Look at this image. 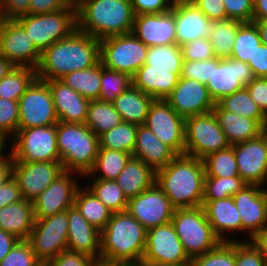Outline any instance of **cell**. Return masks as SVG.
I'll return each instance as SVG.
<instances>
[{"instance_id":"cell-12","label":"cell","mask_w":267,"mask_h":266,"mask_svg":"<svg viewBox=\"0 0 267 266\" xmlns=\"http://www.w3.org/2000/svg\"><path fill=\"white\" fill-rule=\"evenodd\" d=\"M18 103V128L51 126L59 122L49 85L44 80L36 78Z\"/></svg>"},{"instance_id":"cell-20","label":"cell","mask_w":267,"mask_h":266,"mask_svg":"<svg viewBox=\"0 0 267 266\" xmlns=\"http://www.w3.org/2000/svg\"><path fill=\"white\" fill-rule=\"evenodd\" d=\"M239 176L248 185L267 186V134L234 145Z\"/></svg>"},{"instance_id":"cell-28","label":"cell","mask_w":267,"mask_h":266,"mask_svg":"<svg viewBox=\"0 0 267 266\" xmlns=\"http://www.w3.org/2000/svg\"><path fill=\"white\" fill-rule=\"evenodd\" d=\"M178 154L161 142L146 125H138L132 157L142 160L155 171L166 167Z\"/></svg>"},{"instance_id":"cell-1","label":"cell","mask_w":267,"mask_h":266,"mask_svg":"<svg viewBox=\"0 0 267 266\" xmlns=\"http://www.w3.org/2000/svg\"><path fill=\"white\" fill-rule=\"evenodd\" d=\"M100 61V41L78 29L41 53L37 78L60 80L76 70L93 67Z\"/></svg>"},{"instance_id":"cell-58","label":"cell","mask_w":267,"mask_h":266,"mask_svg":"<svg viewBox=\"0 0 267 266\" xmlns=\"http://www.w3.org/2000/svg\"><path fill=\"white\" fill-rule=\"evenodd\" d=\"M211 21L225 20L227 15L223 0H189Z\"/></svg>"},{"instance_id":"cell-42","label":"cell","mask_w":267,"mask_h":266,"mask_svg":"<svg viewBox=\"0 0 267 266\" xmlns=\"http://www.w3.org/2000/svg\"><path fill=\"white\" fill-rule=\"evenodd\" d=\"M262 44L254 22L240 23L233 44L231 58L248 63L252 61L258 46Z\"/></svg>"},{"instance_id":"cell-63","label":"cell","mask_w":267,"mask_h":266,"mask_svg":"<svg viewBox=\"0 0 267 266\" xmlns=\"http://www.w3.org/2000/svg\"><path fill=\"white\" fill-rule=\"evenodd\" d=\"M19 241L15 236L0 228V262Z\"/></svg>"},{"instance_id":"cell-11","label":"cell","mask_w":267,"mask_h":266,"mask_svg":"<svg viewBox=\"0 0 267 266\" xmlns=\"http://www.w3.org/2000/svg\"><path fill=\"white\" fill-rule=\"evenodd\" d=\"M68 216L66 210L43 219H35L28 241L40 262H50L67 249Z\"/></svg>"},{"instance_id":"cell-67","label":"cell","mask_w":267,"mask_h":266,"mask_svg":"<svg viewBox=\"0 0 267 266\" xmlns=\"http://www.w3.org/2000/svg\"><path fill=\"white\" fill-rule=\"evenodd\" d=\"M263 45L267 46V19H253Z\"/></svg>"},{"instance_id":"cell-7","label":"cell","mask_w":267,"mask_h":266,"mask_svg":"<svg viewBox=\"0 0 267 266\" xmlns=\"http://www.w3.org/2000/svg\"><path fill=\"white\" fill-rule=\"evenodd\" d=\"M15 20L41 53L77 29L76 11L69 7L47 14H26Z\"/></svg>"},{"instance_id":"cell-35","label":"cell","mask_w":267,"mask_h":266,"mask_svg":"<svg viewBox=\"0 0 267 266\" xmlns=\"http://www.w3.org/2000/svg\"><path fill=\"white\" fill-rule=\"evenodd\" d=\"M131 157V154L123 151L99 148L94 166L85 176L88 177V180H116Z\"/></svg>"},{"instance_id":"cell-3","label":"cell","mask_w":267,"mask_h":266,"mask_svg":"<svg viewBox=\"0 0 267 266\" xmlns=\"http://www.w3.org/2000/svg\"><path fill=\"white\" fill-rule=\"evenodd\" d=\"M145 227L127 210L112 213L101 231L100 262L108 265H134L143 257Z\"/></svg>"},{"instance_id":"cell-51","label":"cell","mask_w":267,"mask_h":266,"mask_svg":"<svg viewBox=\"0 0 267 266\" xmlns=\"http://www.w3.org/2000/svg\"><path fill=\"white\" fill-rule=\"evenodd\" d=\"M235 266H267V262L252 241H235Z\"/></svg>"},{"instance_id":"cell-36","label":"cell","mask_w":267,"mask_h":266,"mask_svg":"<svg viewBox=\"0 0 267 266\" xmlns=\"http://www.w3.org/2000/svg\"><path fill=\"white\" fill-rule=\"evenodd\" d=\"M101 61L93 67L76 70L60 80L89 101L98 100L101 88Z\"/></svg>"},{"instance_id":"cell-49","label":"cell","mask_w":267,"mask_h":266,"mask_svg":"<svg viewBox=\"0 0 267 266\" xmlns=\"http://www.w3.org/2000/svg\"><path fill=\"white\" fill-rule=\"evenodd\" d=\"M18 124H19L18 101H12L0 98V134L6 140L10 138L9 139L10 141L18 131Z\"/></svg>"},{"instance_id":"cell-69","label":"cell","mask_w":267,"mask_h":266,"mask_svg":"<svg viewBox=\"0 0 267 266\" xmlns=\"http://www.w3.org/2000/svg\"><path fill=\"white\" fill-rule=\"evenodd\" d=\"M88 1L90 0H64L65 5L75 11L79 10Z\"/></svg>"},{"instance_id":"cell-8","label":"cell","mask_w":267,"mask_h":266,"mask_svg":"<svg viewBox=\"0 0 267 266\" xmlns=\"http://www.w3.org/2000/svg\"><path fill=\"white\" fill-rule=\"evenodd\" d=\"M56 124L18 128L10 140L12 161L48 162L60 161L57 149Z\"/></svg>"},{"instance_id":"cell-25","label":"cell","mask_w":267,"mask_h":266,"mask_svg":"<svg viewBox=\"0 0 267 266\" xmlns=\"http://www.w3.org/2000/svg\"><path fill=\"white\" fill-rule=\"evenodd\" d=\"M68 216L67 249L80 252L100 262L101 231L90 225L74 205Z\"/></svg>"},{"instance_id":"cell-16","label":"cell","mask_w":267,"mask_h":266,"mask_svg":"<svg viewBox=\"0 0 267 266\" xmlns=\"http://www.w3.org/2000/svg\"><path fill=\"white\" fill-rule=\"evenodd\" d=\"M254 78L253 71L247 63L231 57H214L213 74L206 87L212 100L217 103L223 97L244 88Z\"/></svg>"},{"instance_id":"cell-53","label":"cell","mask_w":267,"mask_h":266,"mask_svg":"<svg viewBox=\"0 0 267 266\" xmlns=\"http://www.w3.org/2000/svg\"><path fill=\"white\" fill-rule=\"evenodd\" d=\"M227 19L253 22L254 0H223Z\"/></svg>"},{"instance_id":"cell-2","label":"cell","mask_w":267,"mask_h":266,"mask_svg":"<svg viewBox=\"0 0 267 266\" xmlns=\"http://www.w3.org/2000/svg\"><path fill=\"white\" fill-rule=\"evenodd\" d=\"M205 176L203 160L184 154L157 170L155 183L175 208H194L203 206Z\"/></svg>"},{"instance_id":"cell-23","label":"cell","mask_w":267,"mask_h":266,"mask_svg":"<svg viewBox=\"0 0 267 266\" xmlns=\"http://www.w3.org/2000/svg\"><path fill=\"white\" fill-rule=\"evenodd\" d=\"M176 43L182 46L193 40L209 38L212 21L191 1L175 0L173 3Z\"/></svg>"},{"instance_id":"cell-38","label":"cell","mask_w":267,"mask_h":266,"mask_svg":"<svg viewBox=\"0 0 267 266\" xmlns=\"http://www.w3.org/2000/svg\"><path fill=\"white\" fill-rule=\"evenodd\" d=\"M36 78L35 69L14 66L5 77L0 79V98L19 101Z\"/></svg>"},{"instance_id":"cell-56","label":"cell","mask_w":267,"mask_h":266,"mask_svg":"<svg viewBox=\"0 0 267 266\" xmlns=\"http://www.w3.org/2000/svg\"><path fill=\"white\" fill-rule=\"evenodd\" d=\"M50 263L53 266H96L99 261L80 252L66 249L53 258Z\"/></svg>"},{"instance_id":"cell-37","label":"cell","mask_w":267,"mask_h":266,"mask_svg":"<svg viewBox=\"0 0 267 266\" xmlns=\"http://www.w3.org/2000/svg\"><path fill=\"white\" fill-rule=\"evenodd\" d=\"M122 122L113 103L91 100L87 109L85 125L98 137Z\"/></svg>"},{"instance_id":"cell-70","label":"cell","mask_w":267,"mask_h":266,"mask_svg":"<svg viewBox=\"0 0 267 266\" xmlns=\"http://www.w3.org/2000/svg\"><path fill=\"white\" fill-rule=\"evenodd\" d=\"M134 266H174V265L159 264L147 261L145 259H140L137 263L134 264Z\"/></svg>"},{"instance_id":"cell-68","label":"cell","mask_w":267,"mask_h":266,"mask_svg":"<svg viewBox=\"0 0 267 266\" xmlns=\"http://www.w3.org/2000/svg\"><path fill=\"white\" fill-rule=\"evenodd\" d=\"M14 66L0 54V79L5 77Z\"/></svg>"},{"instance_id":"cell-50","label":"cell","mask_w":267,"mask_h":266,"mask_svg":"<svg viewBox=\"0 0 267 266\" xmlns=\"http://www.w3.org/2000/svg\"><path fill=\"white\" fill-rule=\"evenodd\" d=\"M32 246L28 240H19L12 250L2 259L0 266H39Z\"/></svg>"},{"instance_id":"cell-31","label":"cell","mask_w":267,"mask_h":266,"mask_svg":"<svg viewBox=\"0 0 267 266\" xmlns=\"http://www.w3.org/2000/svg\"><path fill=\"white\" fill-rule=\"evenodd\" d=\"M213 113L230 145L252 140L262 133V126L256 120L223 110L217 103Z\"/></svg>"},{"instance_id":"cell-61","label":"cell","mask_w":267,"mask_h":266,"mask_svg":"<svg viewBox=\"0 0 267 266\" xmlns=\"http://www.w3.org/2000/svg\"><path fill=\"white\" fill-rule=\"evenodd\" d=\"M255 78H267V46L261 44L257 47L252 61L247 63Z\"/></svg>"},{"instance_id":"cell-73","label":"cell","mask_w":267,"mask_h":266,"mask_svg":"<svg viewBox=\"0 0 267 266\" xmlns=\"http://www.w3.org/2000/svg\"><path fill=\"white\" fill-rule=\"evenodd\" d=\"M39 266H53L50 262H40Z\"/></svg>"},{"instance_id":"cell-60","label":"cell","mask_w":267,"mask_h":266,"mask_svg":"<svg viewBox=\"0 0 267 266\" xmlns=\"http://www.w3.org/2000/svg\"><path fill=\"white\" fill-rule=\"evenodd\" d=\"M22 194L17 181L11 176L0 187V208L22 200Z\"/></svg>"},{"instance_id":"cell-57","label":"cell","mask_w":267,"mask_h":266,"mask_svg":"<svg viewBox=\"0 0 267 266\" xmlns=\"http://www.w3.org/2000/svg\"><path fill=\"white\" fill-rule=\"evenodd\" d=\"M30 0H0V19L15 20L29 14Z\"/></svg>"},{"instance_id":"cell-14","label":"cell","mask_w":267,"mask_h":266,"mask_svg":"<svg viewBox=\"0 0 267 266\" xmlns=\"http://www.w3.org/2000/svg\"><path fill=\"white\" fill-rule=\"evenodd\" d=\"M144 125L178 155H184L185 119L165 100L154 99Z\"/></svg>"},{"instance_id":"cell-27","label":"cell","mask_w":267,"mask_h":266,"mask_svg":"<svg viewBox=\"0 0 267 266\" xmlns=\"http://www.w3.org/2000/svg\"><path fill=\"white\" fill-rule=\"evenodd\" d=\"M203 208L207 219L212 226L215 235L221 241H242L235 240L227 233L242 232V222L239 210L234 204L233 197L218 200H203ZM226 232V234H225ZM237 232V233H236Z\"/></svg>"},{"instance_id":"cell-55","label":"cell","mask_w":267,"mask_h":266,"mask_svg":"<svg viewBox=\"0 0 267 266\" xmlns=\"http://www.w3.org/2000/svg\"><path fill=\"white\" fill-rule=\"evenodd\" d=\"M175 0H131L135 16L140 14H161L172 9Z\"/></svg>"},{"instance_id":"cell-30","label":"cell","mask_w":267,"mask_h":266,"mask_svg":"<svg viewBox=\"0 0 267 266\" xmlns=\"http://www.w3.org/2000/svg\"><path fill=\"white\" fill-rule=\"evenodd\" d=\"M35 223L33 203L24 198L0 208V228L19 240H28Z\"/></svg>"},{"instance_id":"cell-45","label":"cell","mask_w":267,"mask_h":266,"mask_svg":"<svg viewBox=\"0 0 267 266\" xmlns=\"http://www.w3.org/2000/svg\"><path fill=\"white\" fill-rule=\"evenodd\" d=\"M205 166V177H236L239 176L234 149H227L210 153L202 159Z\"/></svg>"},{"instance_id":"cell-74","label":"cell","mask_w":267,"mask_h":266,"mask_svg":"<svg viewBox=\"0 0 267 266\" xmlns=\"http://www.w3.org/2000/svg\"><path fill=\"white\" fill-rule=\"evenodd\" d=\"M96 266H117V265H108V264L99 262Z\"/></svg>"},{"instance_id":"cell-40","label":"cell","mask_w":267,"mask_h":266,"mask_svg":"<svg viewBox=\"0 0 267 266\" xmlns=\"http://www.w3.org/2000/svg\"><path fill=\"white\" fill-rule=\"evenodd\" d=\"M138 125L122 121L99 136V148H107L132 155L136 145Z\"/></svg>"},{"instance_id":"cell-17","label":"cell","mask_w":267,"mask_h":266,"mask_svg":"<svg viewBox=\"0 0 267 266\" xmlns=\"http://www.w3.org/2000/svg\"><path fill=\"white\" fill-rule=\"evenodd\" d=\"M63 172L60 161H12V176L18 183L22 197L31 202Z\"/></svg>"},{"instance_id":"cell-26","label":"cell","mask_w":267,"mask_h":266,"mask_svg":"<svg viewBox=\"0 0 267 266\" xmlns=\"http://www.w3.org/2000/svg\"><path fill=\"white\" fill-rule=\"evenodd\" d=\"M60 122L84 124L89 100L75 92L61 80L46 81Z\"/></svg>"},{"instance_id":"cell-66","label":"cell","mask_w":267,"mask_h":266,"mask_svg":"<svg viewBox=\"0 0 267 266\" xmlns=\"http://www.w3.org/2000/svg\"><path fill=\"white\" fill-rule=\"evenodd\" d=\"M253 19H267V0H254Z\"/></svg>"},{"instance_id":"cell-10","label":"cell","mask_w":267,"mask_h":266,"mask_svg":"<svg viewBox=\"0 0 267 266\" xmlns=\"http://www.w3.org/2000/svg\"><path fill=\"white\" fill-rule=\"evenodd\" d=\"M229 146L213 111L185 118V155L203 159Z\"/></svg>"},{"instance_id":"cell-71","label":"cell","mask_w":267,"mask_h":266,"mask_svg":"<svg viewBox=\"0 0 267 266\" xmlns=\"http://www.w3.org/2000/svg\"><path fill=\"white\" fill-rule=\"evenodd\" d=\"M7 141L9 142V140H6L1 134H0V158H3L6 154L4 153V151H6L5 148H7ZM5 149V150H4Z\"/></svg>"},{"instance_id":"cell-19","label":"cell","mask_w":267,"mask_h":266,"mask_svg":"<svg viewBox=\"0 0 267 266\" xmlns=\"http://www.w3.org/2000/svg\"><path fill=\"white\" fill-rule=\"evenodd\" d=\"M77 175L64 171L32 201L35 219L53 216L74 206L76 192L80 187Z\"/></svg>"},{"instance_id":"cell-41","label":"cell","mask_w":267,"mask_h":266,"mask_svg":"<svg viewBox=\"0 0 267 266\" xmlns=\"http://www.w3.org/2000/svg\"><path fill=\"white\" fill-rule=\"evenodd\" d=\"M87 186L113 213L127 210L128 198L115 180L91 179ZM90 183V184H89Z\"/></svg>"},{"instance_id":"cell-44","label":"cell","mask_w":267,"mask_h":266,"mask_svg":"<svg viewBox=\"0 0 267 266\" xmlns=\"http://www.w3.org/2000/svg\"><path fill=\"white\" fill-rule=\"evenodd\" d=\"M145 64L148 69L182 70V48L177 43L149 47Z\"/></svg>"},{"instance_id":"cell-43","label":"cell","mask_w":267,"mask_h":266,"mask_svg":"<svg viewBox=\"0 0 267 266\" xmlns=\"http://www.w3.org/2000/svg\"><path fill=\"white\" fill-rule=\"evenodd\" d=\"M217 104L226 111L256 120L261 126L264 114L257 103L251 98L246 87L223 97Z\"/></svg>"},{"instance_id":"cell-24","label":"cell","mask_w":267,"mask_h":266,"mask_svg":"<svg viewBox=\"0 0 267 266\" xmlns=\"http://www.w3.org/2000/svg\"><path fill=\"white\" fill-rule=\"evenodd\" d=\"M132 33L147 47L175 44L173 6L165 13L134 16Z\"/></svg>"},{"instance_id":"cell-48","label":"cell","mask_w":267,"mask_h":266,"mask_svg":"<svg viewBox=\"0 0 267 266\" xmlns=\"http://www.w3.org/2000/svg\"><path fill=\"white\" fill-rule=\"evenodd\" d=\"M190 266H235V241H221L211 251L192 258Z\"/></svg>"},{"instance_id":"cell-29","label":"cell","mask_w":267,"mask_h":266,"mask_svg":"<svg viewBox=\"0 0 267 266\" xmlns=\"http://www.w3.org/2000/svg\"><path fill=\"white\" fill-rule=\"evenodd\" d=\"M182 70L148 69L143 64L132 77V85L151 96L153 99L165 100L177 85Z\"/></svg>"},{"instance_id":"cell-46","label":"cell","mask_w":267,"mask_h":266,"mask_svg":"<svg viewBox=\"0 0 267 266\" xmlns=\"http://www.w3.org/2000/svg\"><path fill=\"white\" fill-rule=\"evenodd\" d=\"M248 184L240 177H205L203 200H218L233 197Z\"/></svg>"},{"instance_id":"cell-22","label":"cell","mask_w":267,"mask_h":266,"mask_svg":"<svg viewBox=\"0 0 267 266\" xmlns=\"http://www.w3.org/2000/svg\"><path fill=\"white\" fill-rule=\"evenodd\" d=\"M165 101L184 119L212 112L215 106L206 84L183 77Z\"/></svg>"},{"instance_id":"cell-34","label":"cell","mask_w":267,"mask_h":266,"mask_svg":"<svg viewBox=\"0 0 267 266\" xmlns=\"http://www.w3.org/2000/svg\"><path fill=\"white\" fill-rule=\"evenodd\" d=\"M74 205L86 221L99 231H102L106 227L113 213L87 186H80L78 188Z\"/></svg>"},{"instance_id":"cell-6","label":"cell","mask_w":267,"mask_h":266,"mask_svg":"<svg viewBox=\"0 0 267 266\" xmlns=\"http://www.w3.org/2000/svg\"><path fill=\"white\" fill-rule=\"evenodd\" d=\"M171 223L190 260L211 251L221 242L215 235L203 206L175 208Z\"/></svg>"},{"instance_id":"cell-64","label":"cell","mask_w":267,"mask_h":266,"mask_svg":"<svg viewBox=\"0 0 267 266\" xmlns=\"http://www.w3.org/2000/svg\"><path fill=\"white\" fill-rule=\"evenodd\" d=\"M12 176V157L9 154L0 158V187Z\"/></svg>"},{"instance_id":"cell-21","label":"cell","mask_w":267,"mask_h":266,"mask_svg":"<svg viewBox=\"0 0 267 266\" xmlns=\"http://www.w3.org/2000/svg\"><path fill=\"white\" fill-rule=\"evenodd\" d=\"M233 201L242 222V232L248 233L251 241L267 227V188L259 185H247L233 196Z\"/></svg>"},{"instance_id":"cell-4","label":"cell","mask_w":267,"mask_h":266,"mask_svg":"<svg viewBox=\"0 0 267 266\" xmlns=\"http://www.w3.org/2000/svg\"><path fill=\"white\" fill-rule=\"evenodd\" d=\"M131 0H90L76 11L77 29L101 41L132 32Z\"/></svg>"},{"instance_id":"cell-72","label":"cell","mask_w":267,"mask_h":266,"mask_svg":"<svg viewBox=\"0 0 267 266\" xmlns=\"http://www.w3.org/2000/svg\"><path fill=\"white\" fill-rule=\"evenodd\" d=\"M262 133L267 134V112L264 114V120L262 123Z\"/></svg>"},{"instance_id":"cell-18","label":"cell","mask_w":267,"mask_h":266,"mask_svg":"<svg viewBox=\"0 0 267 266\" xmlns=\"http://www.w3.org/2000/svg\"><path fill=\"white\" fill-rule=\"evenodd\" d=\"M127 211L149 230L171 222L175 207L155 183L141 194L130 198Z\"/></svg>"},{"instance_id":"cell-15","label":"cell","mask_w":267,"mask_h":266,"mask_svg":"<svg viewBox=\"0 0 267 266\" xmlns=\"http://www.w3.org/2000/svg\"><path fill=\"white\" fill-rule=\"evenodd\" d=\"M0 54L13 66L37 69L41 52L16 20L0 19Z\"/></svg>"},{"instance_id":"cell-39","label":"cell","mask_w":267,"mask_h":266,"mask_svg":"<svg viewBox=\"0 0 267 266\" xmlns=\"http://www.w3.org/2000/svg\"><path fill=\"white\" fill-rule=\"evenodd\" d=\"M240 23L231 19L212 21V31L208 39L213 46L215 57H231Z\"/></svg>"},{"instance_id":"cell-47","label":"cell","mask_w":267,"mask_h":266,"mask_svg":"<svg viewBox=\"0 0 267 266\" xmlns=\"http://www.w3.org/2000/svg\"><path fill=\"white\" fill-rule=\"evenodd\" d=\"M100 81L99 100L110 103L132 85V77L127 73L107 69L102 62Z\"/></svg>"},{"instance_id":"cell-33","label":"cell","mask_w":267,"mask_h":266,"mask_svg":"<svg viewBox=\"0 0 267 266\" xmlns=\"http://www.w3.org/2000/svg\"><path fill=\"white\" fill-rule=\"evenodd\" d=\"M154 99L131 85L114 99L113 106L121 115L122 121L144 125L148 110Z\"/></svg>"},{"instance_id":"cell-13","label":"cell","mask_w":267,"mask_h":266,"mask_svg":"<svg viewBox=\"0 0 267 266\" xmlns=\"http://www.w3.org/2000/svg\"><path fill=\"white\" fill-rule=\"evenodd\" d=\"M142 259L159 264L190 266V259L171 222L147 230Z\"/></svg>"},{"instance_id":"cell-5","label":"cell","mask_w":267,"mask_h":266,"mask_svg":"<svg viewBox=\"0 0 267 266\" xmlns=\"http://www.w3.org/2000/svg\"><path fill=\"white\" fill-rule=\"evenodd\" d=\"M57 149L63 170L85 177L93 168L100 147L99 137L85 124H56Z\"/></svg>"},{"instance_id":"cell-54","label":"cell","mask_w":267,"mask_h":266,"mask_svg":"<svg viewBox=\"0 0 267 266\" xmlns=\"http://www.w3.org/2000/svg\"><path fill=\"white\" fill-rule=\"evenodd\" d=\"M183 60L195 61L214 58L213 46L208 38L193 40L181 46Z\"/></svg>"},{"instance_id":"cell-62","label":"cell","mask_w":267,"mask_h":266,"mask_svg":"<svg viewBox=\"0 0 267 266\" xmlns=\"http://www.w3.org/2000/svg\"><path fill=\"white\" fill-rule=\"evenodd\" d=\"M65 7L64 0H30L29 14H47Z\"/></svg>"},{"instance_id":"cell-9","label":"cell","mask_w":267,"mask_h":266,"mask_svg":"<svg viewBox=\"0 0 267 266\" xmlns=\"http://www.w3.org/2000/svg\"><path fill=\"white\" fill-rule=\"evenodd\" d=\"M149 47L132 32L100 41V61L107 69L133 77L145 63Z\"/></svg>"},{"instance_id":"cell-32","label":"cell","mask_w":267,"mask_h":266,"mask_svg":"<svg viewBox=\"0 0 267 266\" xmlns=\"http://www.w3.org/2000/svg\"><path fill=\"white\" fill-rule=\"evenodd\" d=\"M115 181L130 199L155 184L156 171L142 160L131 157Z\"/></svg>"},{"instance_id":"cell-65","label":"cell","mask_w":267,"mask_h":266,"mask_svg":"<svg viewBox=\"0 0 267 266\" xmlns=\"http://www.w3.org/2000/svg\"><path fill=\"white\" fill-rule=\"evenodd\" d=\"M251 241L260 250L261 255L267 262V227L260 231Z\"/></svg>"},{"instance_id":"cell-52","label":"cell","mask_w":267,"mask_h":266,"mask_svg":"<svg viewBox=\"0 0 267 266\" xmlns=\"http://www.w3.org/2000/svg\"><path fill=\"white\" fill-rule=\"evenodd\" d=\"M213 74V58L206 60H183L180 77L194 79L206 84Z\"/></svg>"},{"instance_id":"cell-59","label":"cell","mask_w":267,"mask_h":266,"mask_svg":"<svg viewBox=\"0 0 267 266\" xmlns=\"http://www.w3.org/2000/svg\"><path fill=\"white\" fill-rule=\"evenodd\" d=\"M263 114L267 112V78H254L245 86Z\"/></svg>"}]
</instances>
